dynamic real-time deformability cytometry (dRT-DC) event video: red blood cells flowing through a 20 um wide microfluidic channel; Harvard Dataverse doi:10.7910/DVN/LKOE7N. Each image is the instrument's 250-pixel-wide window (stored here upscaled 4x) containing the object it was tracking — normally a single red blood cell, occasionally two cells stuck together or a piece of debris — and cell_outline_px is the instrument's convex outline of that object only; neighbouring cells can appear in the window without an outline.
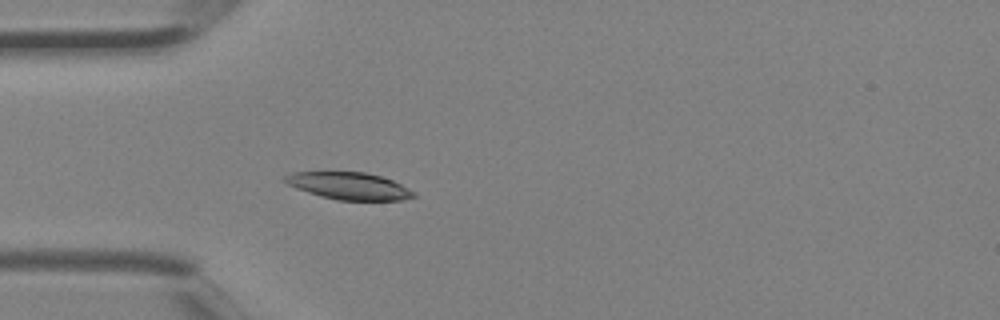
{"species": "Egyptian fruit bat (a non-hibernating species)", "species_latin": "Rousettus aegyptiacus", "temperature_condition": "room temperature", "stored_images_in_passage": 4, "camera_frame_rate_fps": 3000, "um_per_image_px": 0.085, "animal": {"sex": "female"}, "frame": {"image": 1, "passage_image": 4, "time_ms": 1.0, "image_size_px": [1000, 320], "cell_outline_px": [[416, 196], [400, 200], [336, 200], [320, 196], [296, 188], [280, 180], [284, 176], [292, 172], [364, 172], [380, 176], [392, 180], [416, 192]], "centroid_in_image_um": [29.64, 15.8], "position_along_channel_um": 55.4, "area_um2": 20.35}}